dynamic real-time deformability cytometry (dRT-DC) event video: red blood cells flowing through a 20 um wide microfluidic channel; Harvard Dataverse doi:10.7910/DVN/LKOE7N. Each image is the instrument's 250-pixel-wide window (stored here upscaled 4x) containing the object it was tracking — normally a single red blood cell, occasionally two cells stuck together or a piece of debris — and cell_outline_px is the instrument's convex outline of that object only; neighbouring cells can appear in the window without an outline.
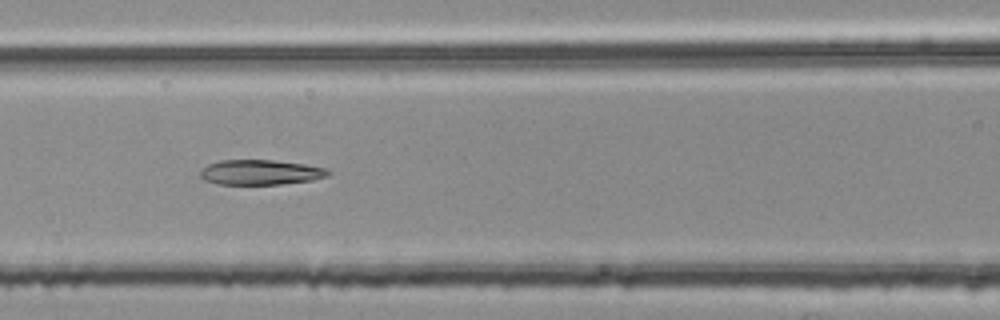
{"species": "common noctule bat (a hibernating species)", "species_latin": "Nyctalus noctula", "temperature_condition": "room temperature", "stored_images_in_passage": 15, "camera_frame_rate_fps": 3000, "um_per_image_px": 0.085, "animal": {"sex": "female", "body_mass_g": 25.1}, "frame": {"image": 1, "passage_image": 9, "time_ms": 2.667, "image_size_px": [1000, 320], "cell_outline_px": [[332, 172], [328, 176], [312, 180], [280, 184], [216, 184], [204, 180], [200, 176], [200, 172], [208, 164], [220, 160], [272, 160], [304, 164], [328, 168]], "centroid_in_image_um": [22.16, 14.64], "position_along_channel_um": 144.4, "area_um2": 18.67}}